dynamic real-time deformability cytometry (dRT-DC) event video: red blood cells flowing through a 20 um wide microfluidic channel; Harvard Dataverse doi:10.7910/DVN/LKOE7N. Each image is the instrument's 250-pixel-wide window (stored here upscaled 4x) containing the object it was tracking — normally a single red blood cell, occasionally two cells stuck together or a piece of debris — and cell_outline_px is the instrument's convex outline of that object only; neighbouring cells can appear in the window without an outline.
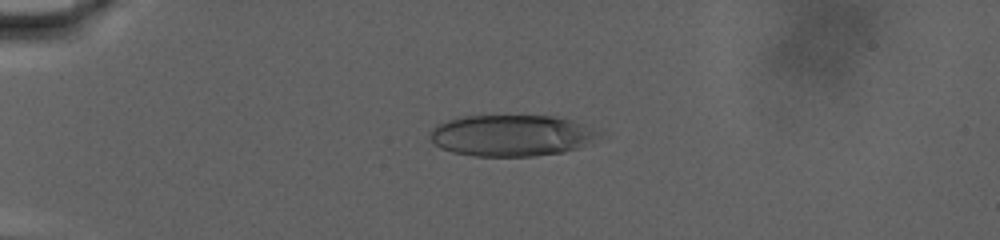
{"species": "human", "species_latin": "Homo sapiens", "temperature_condition": "warm", "stored_images_in_passage": 57, "camera_frame_rate_fps": 3000, "um_per_image_px": 0.085, "donor": {"sex": "male"}, "frame": {"image": 1, "passage_image": 2, "time_ms": 0.333, "image_size_px": [1000, 240], "cell_outline_px": [[600, 132], [592, 144], [564, 152], [532, 156], [476, 156], [452, 152], [440, 148], [428, 136], [432, 128], [436, 124], [460, 116], [556, 116], [572, 120], [592, 128]], "centroid_in_image_um": [43.47, 11.52], "position_along_channel_um": 41.5, "area_um2": 40.86}}
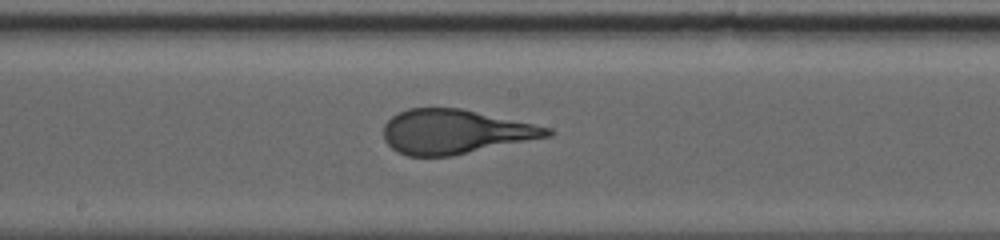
{"frame": {"image": 2, "passage_image": 25, "time_ms": 8.0, "image_size_px": [1000, 240], "cell_outline_px": [[552, 136], [452, 156], [408, 156], [396, 152], [384, 140], [384, 124], [392, 116], [408, 108], [460, 108], [552, 128]], "centroid_in_image_um": [38.67, 11.2], "position_along_channel_um": 209.5, "area_um2": 42.19}}
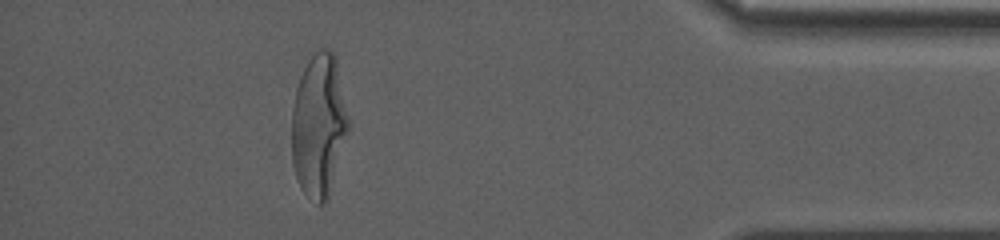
{"frame": {"image": 3, "passage_image": 50, "time_ms": 16.333, "image_size_px": [1000, 240], "cell_outline_px": [[348, 132], [328, 200], [324, 204], [316, 204], [300, 188], [292, 164], [292, 108], [296, 88], [300, 76], [308, 60], [320, 48], [324, 48], [332, 52], [336, 56], [348, 120]], "centroid_in_image_um": [27.08, 10.69], "position_along_channel_um": 408.1, "area_um2": 47.16}, "authors_computed_cell_mechanics": {"area_um2": 42.8876, "velocity_mm_per_s": 2.8473, "shape_relaxation_time_tau1_ms": 6.9933, "shape_relaxation_time_tau2_ms": null, "deformation_change_tau1": 0.2655, "deformation_change_tau2": null}}